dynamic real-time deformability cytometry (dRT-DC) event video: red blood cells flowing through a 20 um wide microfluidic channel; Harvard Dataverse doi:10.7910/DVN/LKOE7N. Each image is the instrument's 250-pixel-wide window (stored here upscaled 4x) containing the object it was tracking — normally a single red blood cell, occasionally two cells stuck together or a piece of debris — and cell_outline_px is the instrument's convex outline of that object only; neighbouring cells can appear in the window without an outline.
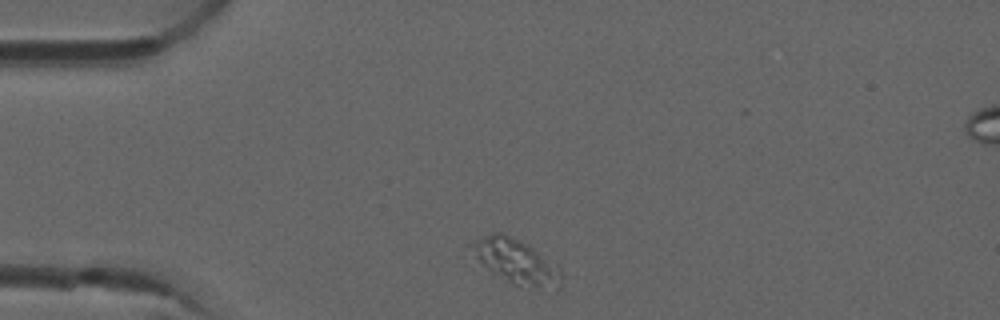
{"species": "common noctule bat (a hibernating species)", "species_latin": "Nyctalus noctula", "temperature_condition": "room temperature", "stored_images_in_passage": 6, "camera_frame_rate_fps": 3000, "um_per_image_px": 0.085, "animal": {"sex": "male", "forearm_length_mm": 52.5}, "frame": {"image": 1, "passage_image": 1, "time_ms": 0.0, "image_size_px": [1000, 320], "cell_outline_px": [[564, 276], [556, 288], [532, 288], [512, 284], [472, 268], [468, 244], [484, 236], [496, 232], [504, 232], [532, 248], [560, 272]], "centroid_in_image_um": [43.58, 22.26], "position_along_channel_um": 41.4, "area_um2": 24.22}}
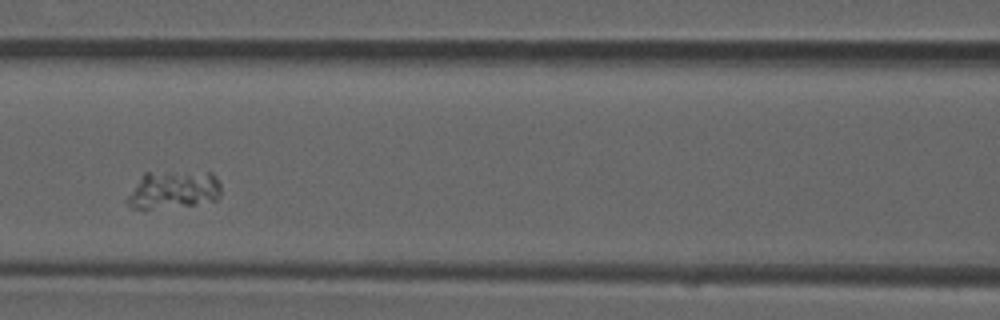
{"frame": {"image": 2, "passage_image": 4, "time_ms": 1.0, "image_size_px": [1000, 320], "cell_outline_px": [[220, 196], [216, 200], [196, 204], [152, 208], [132, 208], [128, 204], [128, 196], [144, 172], [212, 172], [216, 176], [220, 184]], "centroid_in_image_um": [14.79, 16.11], "position_along_channel_um": 151.8, "area_um2": 20.4}}
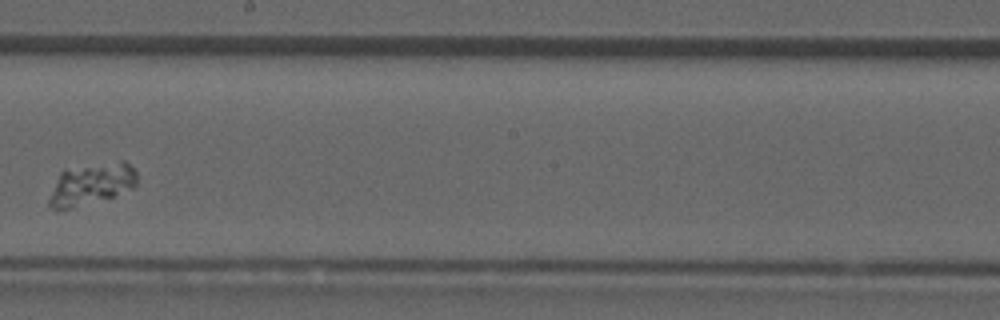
{"frame": {"image": 3, "passage_image": 6, "time_ms": 1.667, "image_size_px": [1000, 320], "cell_outline_px": [[136, 184], [132, 188], [116, 196], [72, 208], [56, 212], [48, 204], [48, 200], [60, 172], [120, 160], [124, 160], [136, 172]], "centroid_in_image_um": [7.77, 15.7], "position_along_channel_um": 240.4, "area_um2": 20.98}}